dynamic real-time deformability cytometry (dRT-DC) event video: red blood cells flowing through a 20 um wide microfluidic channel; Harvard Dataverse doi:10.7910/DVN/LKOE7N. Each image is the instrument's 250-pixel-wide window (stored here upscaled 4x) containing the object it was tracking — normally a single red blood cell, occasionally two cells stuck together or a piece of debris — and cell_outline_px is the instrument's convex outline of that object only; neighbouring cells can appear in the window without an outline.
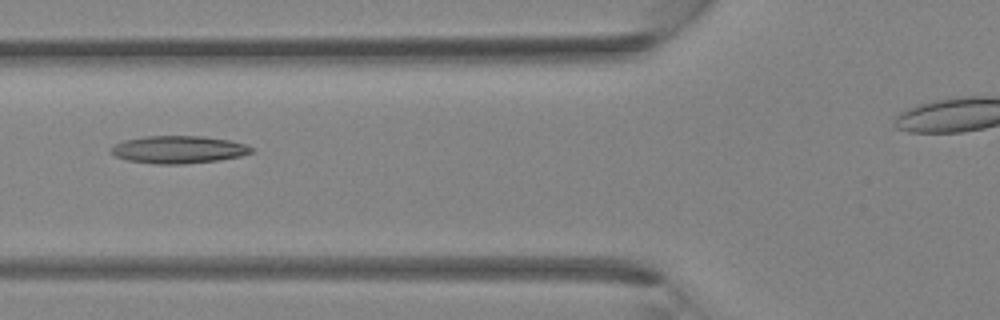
{"species": "Egyptian fruit bat (a non-hibernating species)", "species_latin": "Rousettus aegyptiacus", "temperature_condition": "room temperature", "stored_images_in_passage": 5, "segment_of_instrument_passage": [1, 2], "camera_frame_rate_fps": 3000, "um_per_image_px": 0.085, "animal": {"sex": "female"}, "frame": {"image": 1, "passage_image": 4, "time_ms": 3.333, "image_size_px": [1000, 320], "cell_outline_px": [[252, 152], [240, 156], [216, 160], [184, 164], [156, 164], [128, 160], [116, 156], [108, 148], [124, 140], [144, 136], [204, 136], [232, 140], [244, 144], [252, 148]], "centroid_in_image_um": [15.16, 12.7], "position_along_channel_um": 110.6, "area_um2": 22.43}}